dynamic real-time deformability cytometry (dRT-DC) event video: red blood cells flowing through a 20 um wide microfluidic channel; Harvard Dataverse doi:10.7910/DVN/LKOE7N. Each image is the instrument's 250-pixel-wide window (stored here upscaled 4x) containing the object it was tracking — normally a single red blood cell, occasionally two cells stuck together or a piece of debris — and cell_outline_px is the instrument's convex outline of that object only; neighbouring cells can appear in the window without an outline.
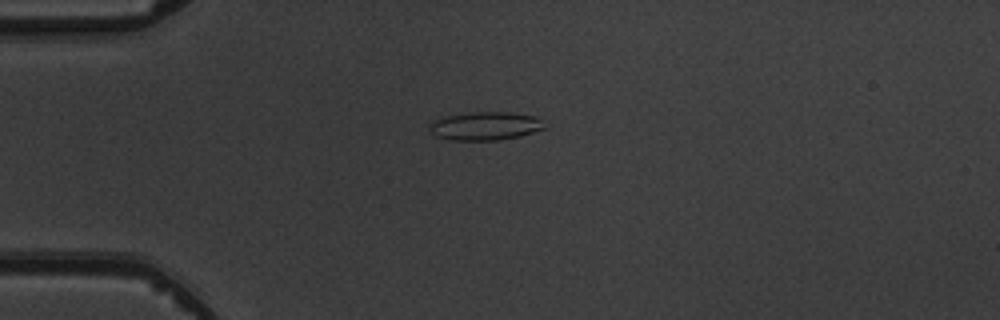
{"species": "common noctule bat (a hibernating species)", "species_latin": "Nyctalus noctula", "temperature_condition": "warm", "stored_images_in_passage": 5, "camera_frame_rate_fps": 3000, "um_per_image_px": 0.085, "animal": {"sex": "male", "body_mass_g": 19.5, "forearm_length_mm": 54.6}, "frame": {"image": 1, "passage_image": 3, "time_ms": 2.333, "image_size_px": [1000, 320], "cell_outline_px": [[548, 128], [520, 136], [500, 140], [452, 140], [436, 136], [428, 128], [428, 124], [432, 120], [444, 116], [468, 112], [508, 112], [536, 116]], "centroid_in_image_um": [41.23, 10.7], "position_along_channel_um": 43.8, "area_um2": 19.25}}
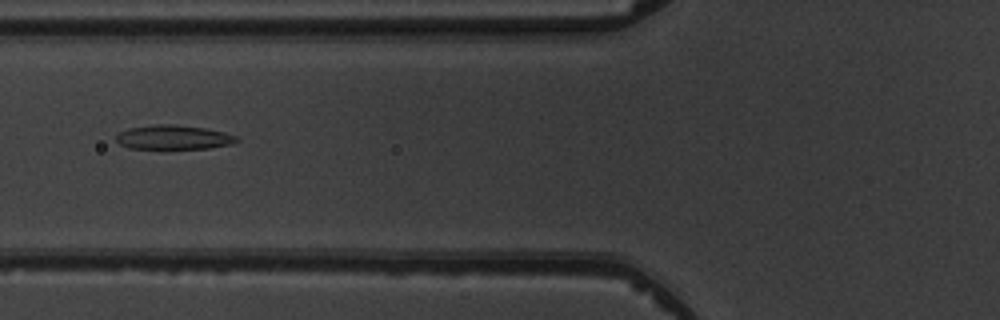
{"frame": {"image": 2, "passage_image": 5, "time_ms": 4.667, "image_size_px": [1000, 320], "cell_outline_px": [[240, 140], [232, 144], [208, 148], [128, 148], [120, 144], [116, 140], [116, 136], [120, 132], [128, 128], [156, 124], [176, 124], [204, 128], [224, 132], [236, 136]], "centroid_in_image_um": [14.75, 11.66], "position_along_channel_um": 111.0, "area_um2": 16.94}}